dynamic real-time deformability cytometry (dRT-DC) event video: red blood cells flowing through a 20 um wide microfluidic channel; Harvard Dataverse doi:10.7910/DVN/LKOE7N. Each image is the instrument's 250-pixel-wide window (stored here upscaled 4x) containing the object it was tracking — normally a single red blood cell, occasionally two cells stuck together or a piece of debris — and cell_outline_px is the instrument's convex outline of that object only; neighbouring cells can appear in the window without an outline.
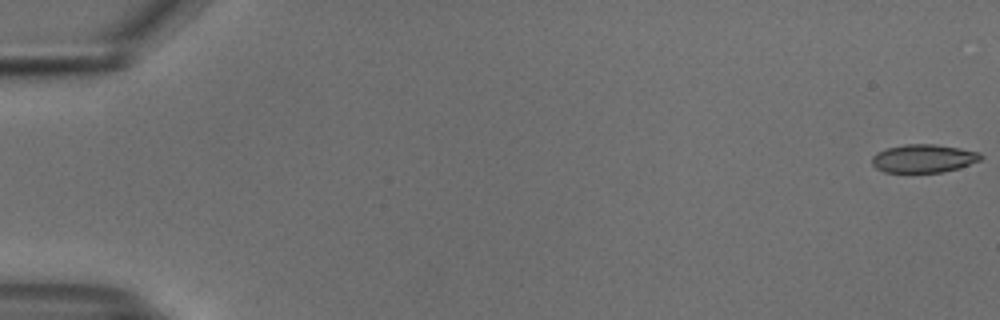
{"species": "common noctule bat (a hibernating species)", "species_latin": "Nyctalus noctula", "temperature_condition": "cold", "stored_images_in_passage": 51, "camera_frame_rate_fps": 3000, "um_per_image_px": 0.085, "animal": {"sex": "male", "body_mass_g": 18.8}, "frame": {"image": 1, "passage_image": 1, "time_ms": 0.0, "image_size_px": [1000, 320], "cell_outline_px": [[984, 156], [980, 160], [944, 172], [884, 172], [876, 168], [872, 164], [872, 156], [876, 152], [888, 148], [904, 144], [936, 144], [960, 148], [980, 152]], "centroid_in_image_um": [78.49, 13.46], "position_along_channel_um": 6.5, "area_um2": 17.86}}
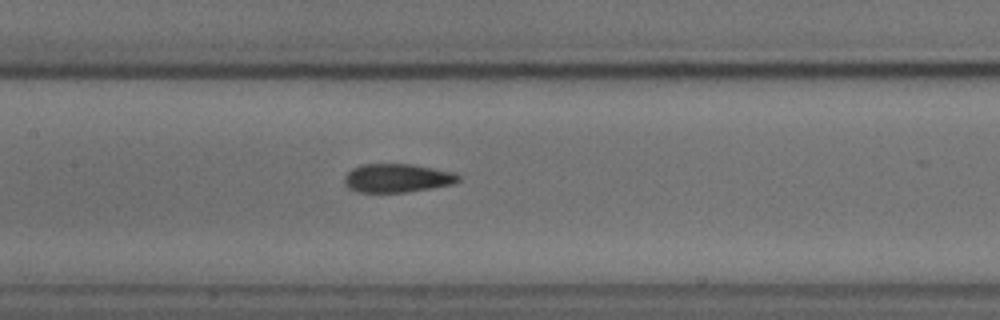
{"frame": {"image": 2, "passage_image": 27, "time_ms": 8.667, "image_size_px": [1000, 320], "cell_outline_px": [[460, 180], [452, 184], [404, 192], [360, 192], [348, 188], [344, 184], [344, 176], [352, 168], [360, 164], [412, 164], [452, 172], [460, 176]], "centroid_in_image_um": [33.7, 15.13], "position_along_channel_um": 173.7, "area_um2": 18.84}}
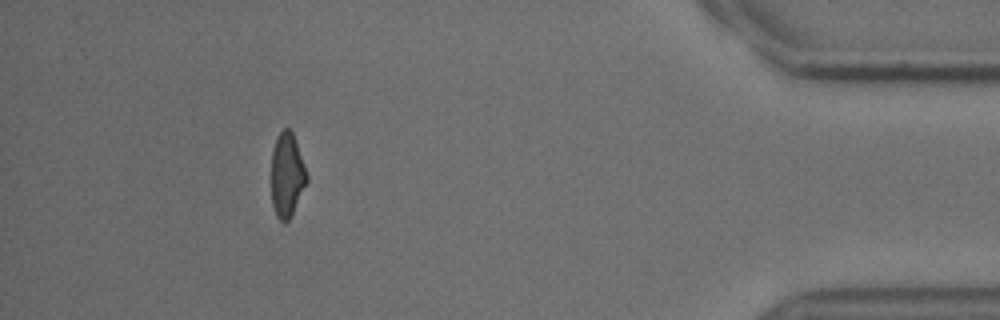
{"frame": {"image": 3, "passage_image": 50, "time_ms": 16.333, "image_size_px": [1000, 320], "cell_outline_px": [[308, 180], [288, 220], [284, 224], [276, 216], [272, 204], [272, 152], [276, 136], [284, 128], [288, 128], [292, 132], [308, 176]], "centroid_in_image_um": [24.38, 14.87], "position_along_channel_um": 410.8, "area_um2": 17.05}}